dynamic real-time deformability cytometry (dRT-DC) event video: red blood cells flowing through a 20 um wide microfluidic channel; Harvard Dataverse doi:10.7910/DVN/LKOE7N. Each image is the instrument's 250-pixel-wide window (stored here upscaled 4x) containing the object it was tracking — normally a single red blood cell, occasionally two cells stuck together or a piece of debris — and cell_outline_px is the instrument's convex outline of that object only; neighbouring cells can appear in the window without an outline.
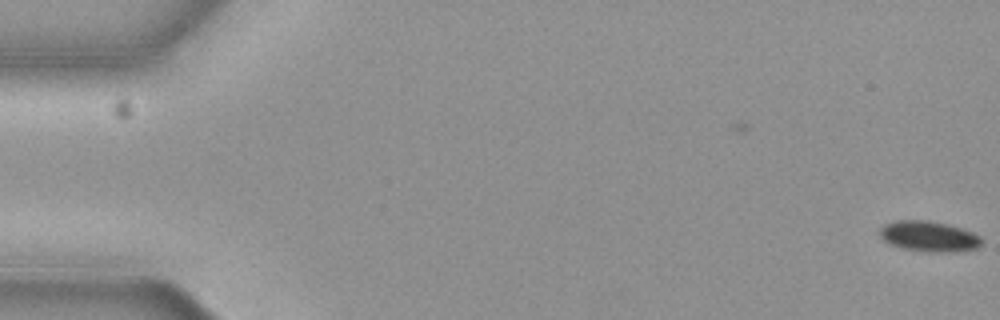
{"species": "common noctule bat (a hibernating species)", "species_latin": "Nyctalus noctula", "temperature_condition": "cold", "stored_images_in_passage": 2, "camera_frame_rate_fps": 3000, "um_per_image_px": 0.085, "animal": {"sex": "female", "body_mass_g": 19.3, "forearm_length_mm": 54.1}, "frame": {"image": 1, "passage_image": 2, "time_ms": 0.333, "image_size_px": [1000, 320], "cell_outline_px": [[984, 240], [976, 248], [948, 252], [928, 252], [904, 248], [888, 244], [880, 236], [880, 228], [884, 224], [896, 220], [924, 220], [948, 224], [972, 232], [980, 236]], "centroid_in_image_um": [78.94, 20.08], "position_along_channel_um": 6.1, "area_um2": 18.03}}